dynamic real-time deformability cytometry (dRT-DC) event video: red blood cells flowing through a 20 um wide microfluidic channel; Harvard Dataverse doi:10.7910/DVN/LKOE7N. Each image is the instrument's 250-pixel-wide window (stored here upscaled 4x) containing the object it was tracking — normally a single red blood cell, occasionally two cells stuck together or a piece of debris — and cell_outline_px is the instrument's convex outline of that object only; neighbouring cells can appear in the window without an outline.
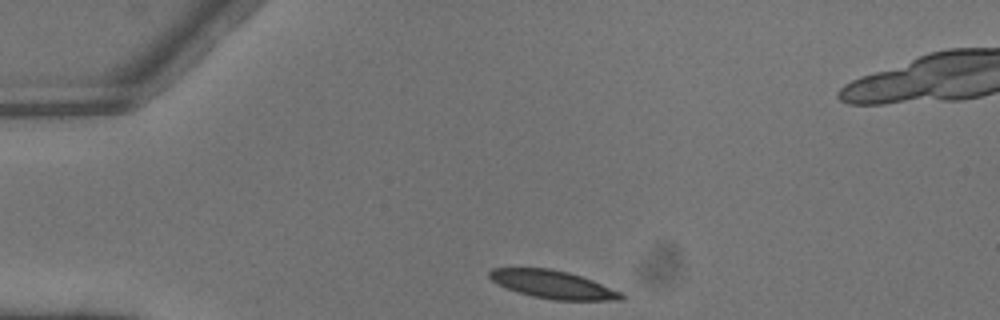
{"species": "common noctule bat (a hibernating species)", "species_latin": "Nyctalus noctula", "temperature_condition": "warm", "stored_images_in_passage": 2, "camera_frame_rate_fps": 3000, "um_per_image_px": 0.085, "animal": {"sex": "male", "body_mass_g": 13.3}, "frame": {"image": 1, "passage_image": 2, "time_ms": 0.333, "image_size_px": [1000, 320], "cell_outline_px": [[624, 300], [552, 300], [532, 296], [516, 292], [492, 280], [488, 276], [488, 272], [492, 268], [552, 268], [568, 272], [592, 280], [620, 292], [624, 296]], "centroid_in_image_um": [46.98, 24.18], "position_along_channel_um": 38.0, "area_um2": 21.33}}